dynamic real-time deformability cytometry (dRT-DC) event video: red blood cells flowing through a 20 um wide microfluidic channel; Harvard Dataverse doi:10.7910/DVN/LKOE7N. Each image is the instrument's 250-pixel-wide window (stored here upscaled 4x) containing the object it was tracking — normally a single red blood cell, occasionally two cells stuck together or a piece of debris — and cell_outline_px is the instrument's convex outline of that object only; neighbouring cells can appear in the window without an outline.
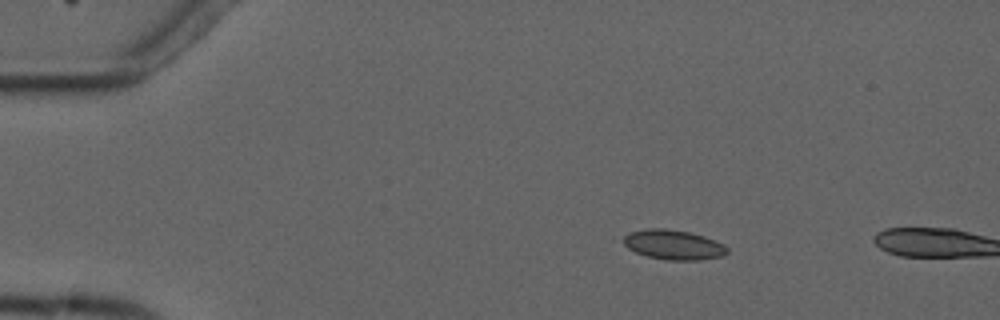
{"species": "common noctule bat (a hibernating species)", "species_latin": "Nyctalus noctula", "temperature_condition": "cold", "stored_images_in_passage": 3, "camera_frame_rate_fps": 3000, "um_per_image_px": 0.085, "animal": {"sex": "male", "forearm_length_mm": 52.5}, "frame": {"image": 1, "passage_image": 2, "time_ms": 1.0, "image_size_px": [1000, 320], "cell_outline_px": [[728, 252], [724, 256], [700, 260], [668, 260], [648, 256], [636, 252], [628, 248], [624, 244], [624, 236], [628, 232], [648, 228], [664, 228], [688, 232], [704, 236], [724, 244], [728, 248]], "centroid_in_image_um": [57.26, 20.8], "position_along_channel_um": 27.7, "area_um2": 17.98}}